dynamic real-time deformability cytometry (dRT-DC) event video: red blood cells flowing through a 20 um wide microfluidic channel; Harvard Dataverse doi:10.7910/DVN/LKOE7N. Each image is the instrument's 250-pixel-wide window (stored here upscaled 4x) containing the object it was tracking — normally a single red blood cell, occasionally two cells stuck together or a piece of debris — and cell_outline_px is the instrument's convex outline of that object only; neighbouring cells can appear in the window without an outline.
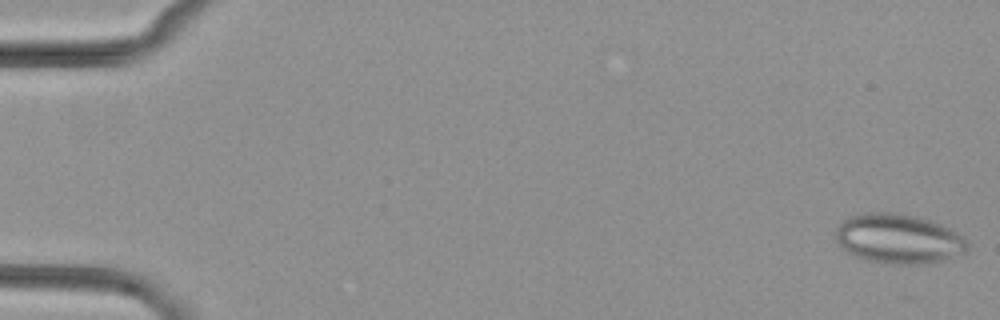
{"species": "common noctule bat (a hibernating species)", "species_latin": "Nyctalus noctula", "temperature_condition": "cold", "stored_images_in_passage": 53, "camera_frame_rate_fps": 3000, "um_per_image_px": 0.085, "animal": {"sex": "female", "body_mass_g": 29.2, "forearm_length_mm": 56.3}, "frame": {"image": 1, "passage_image": 1, "time_ms": 0.0, "image_size_px": [1000, 320], "cell_outline_px": [[968, 248], [964, 252], [936, 264], [892, 264], [864, 260], [848, 252], [832, 236], [836, 228], [844, 220], [852, 216], [864, 212], [888, 212], [912, 216], [928, 220], [940, 224], [964, 236], [968, 240]], "centroid_in_image_um": [76.38, 20.32], "position_along_channel_um": 8.6, "area_um2": 38.26}}
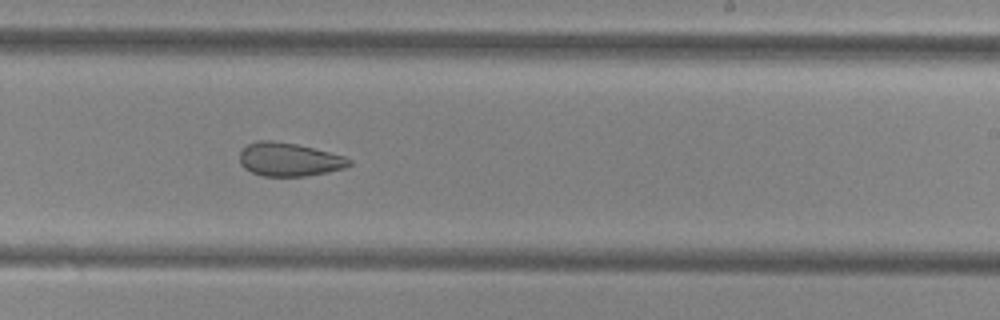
{"frame": {"image": 2, "passage_image": 33, "time_ms": 10.667, "image_size_px": [1000, 320], "cell_outline_px": [[352, 164], [348, 168], [308, 176], [264, 176], [252, 172], [244, 168], [240, 164], [240, 152], [248, 144], [256, 140], [272, 140], [296, 144], [344, 156], [352, 160]], "centroid_in_image_um": [24.59, 13.56], "position_along_channel_um": 264.4, "area_um2": 21.44}}
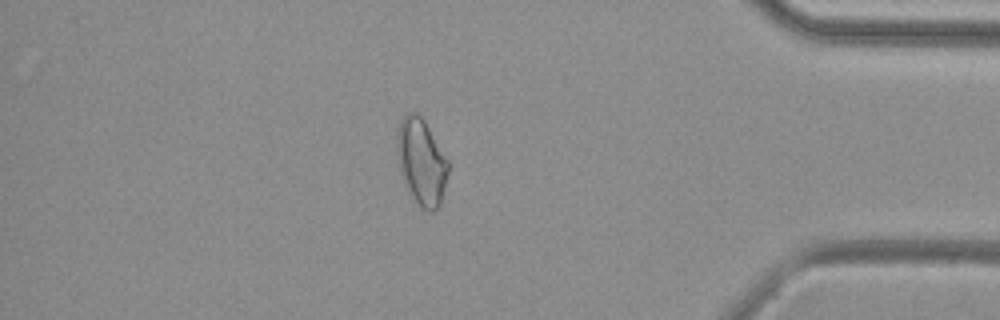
{"frame": {"image": 3, "passage_image": 46, "time_ms": 15.0, "image_size_px": [1000, 320], "cell_outline_px": [[448, 172], [440, 204], [432, 212], [428, 212], [420, 208], [416, 204], [404, 188], [396, 156], [396, 132], [400, 120], [408, 112], [416, 112], [424, 120], [448, 160]], "centroid_in_image_um": [35.77, 13.78], "position_along_channel_um": 399.4, "area_um2": 26.24}}